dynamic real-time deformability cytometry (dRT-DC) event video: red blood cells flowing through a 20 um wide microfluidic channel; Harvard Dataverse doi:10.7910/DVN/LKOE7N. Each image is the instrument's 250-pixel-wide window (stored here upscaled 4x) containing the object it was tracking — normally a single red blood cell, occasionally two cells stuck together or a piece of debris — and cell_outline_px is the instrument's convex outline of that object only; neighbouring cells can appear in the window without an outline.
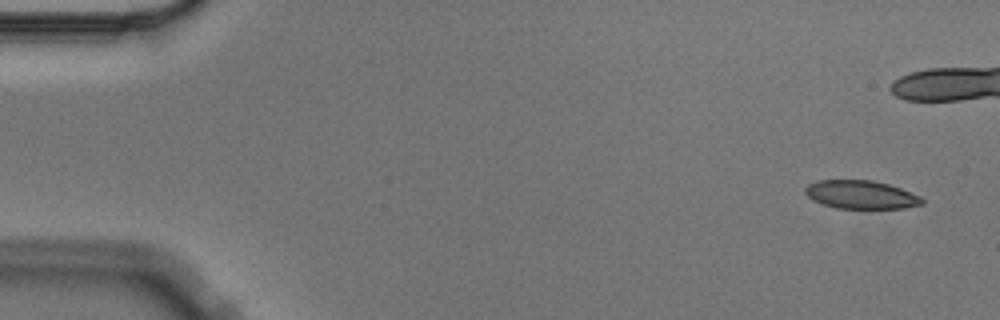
{"species": "Egyptian fruit bat (a non-hibernating species)", "species_latin": "Rousettus aegyptiacus", "temperature_condition": "cold", "stored_images_in_passage": 16, "camera_frame_rate_fps": 3000, "um_per_image_px": 0.085, "animal": {"sex": "male"}, "frame": {"image": 1, "passage_image": 1, "time_ms": 0.0, "image_size_px": [1000, 320], "cell_outline_px": [[924, 204], [904, 208], [836, 208], [812, 200], [804, 192], [804, 188], [808, 184], [816, 180], [872, 180], [888, 184], [900, 188], [920, 196], [924, 200]], "centroid_in_image_um": [73.17, 16.54], "position_along_channel_um": 11.8, "area_um2": 19.31}}
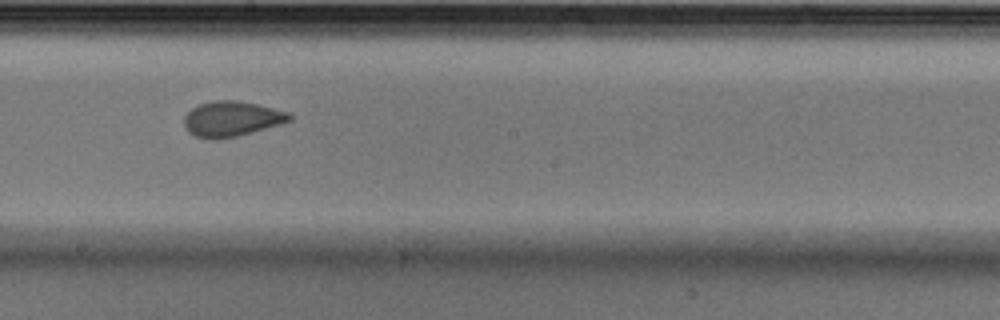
{"frame": {"image": 2, "passage_image": 10, "time_ms": 3.0, "image_size_px": [1000, 320], "cell_outline_px": [[292, 120], [280, 124], [252, 132], [236, 136], [216, 140], [208, 140], [196, 136], [188, 132], [184, 128], [184, 116], [196, 104], [216, 100], [240, 100], [288, 112], [292, 116]], "centroid_in_image_um": [19.64, 10.1], "position_along_channel_um": 228.6, "area_um2": 21.79}}
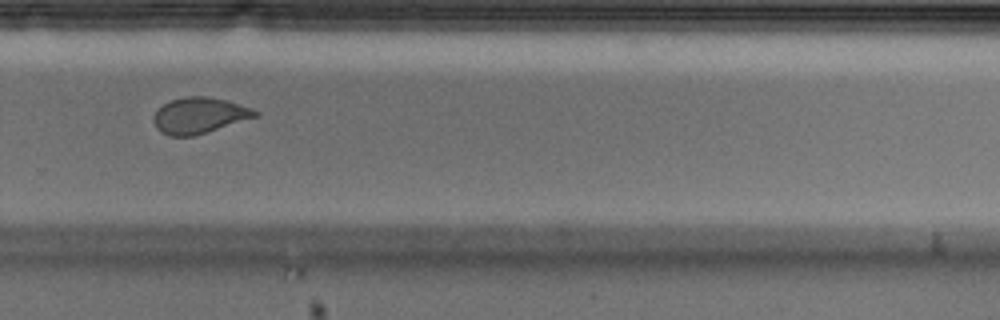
{"frame": {"image": 3, "passage_image": 12, "time_ms": 3.667, "image_size_px": [1000, 320], "cell_outline_px": [[260, 112], [256, 116], [192, 136], [168, 136], [160, 132], [156, 128], [152, 120], [152, 116], [164, 104], [172, 100], [184, 96], [208, 96], [224, 100], [252, 108]], "centroid_in_image_um": [16.88, 9.81], "position_along_channel_um": 312.9, "area_um2": 20.92}}